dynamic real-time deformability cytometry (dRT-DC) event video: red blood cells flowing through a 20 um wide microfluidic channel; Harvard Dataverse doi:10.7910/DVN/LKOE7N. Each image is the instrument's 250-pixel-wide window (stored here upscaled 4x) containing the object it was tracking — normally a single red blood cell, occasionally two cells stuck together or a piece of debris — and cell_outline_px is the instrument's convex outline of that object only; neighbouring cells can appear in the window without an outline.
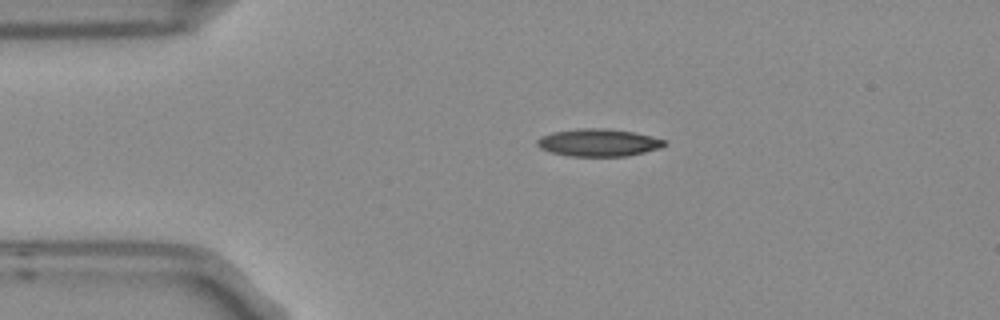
{"species": "Egyptian fruit bat (a non-hibernating species)", "species_latin": "Rousettus aegyptiacus", "temperature_condition": "room temperature", "stored_images_in_passage": 2, "camera_frame_rate_fps": 3000, "um_per_image_px": 0.085, "frame": {"image": 1, "passage_image": 1, "time_ms": 0.0, "image_size_px": [1000, 320], "cell_outline_px": [[664, 144], [660, 148], [628, 156], [568, 156], [552, 152], [540, 148], [536, 144], [536, 140], [540, 136], [552, 132], [580, 128], [604, 128], [636, 132], [652, 136], [664, 140]], "centroid_in_image_um": [50.84, 12.11], "position_along_channel_um": 34.2, "area_um2": 20.4}}